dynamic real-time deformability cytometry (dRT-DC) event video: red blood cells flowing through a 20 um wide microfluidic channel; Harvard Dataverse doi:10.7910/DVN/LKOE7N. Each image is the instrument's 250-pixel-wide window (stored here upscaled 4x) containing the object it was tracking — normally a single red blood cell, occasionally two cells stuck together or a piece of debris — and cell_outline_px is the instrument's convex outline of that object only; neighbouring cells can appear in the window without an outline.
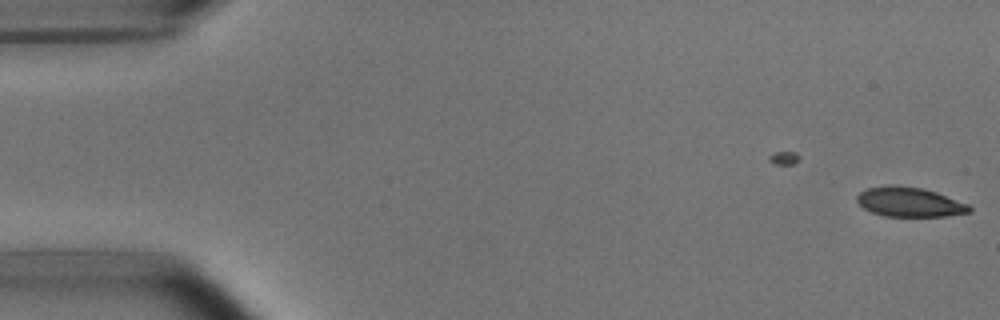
{"species": "common noctule bat (a hibernating species)", "species_latin": "Nyctalus noctula", "temperature_condition": "room temperature", "stored_images_in_passage": 2, "camera_frame_rate_fps": 3000, "um_per_image_px": 0.085, "animal": {"sex": "male", "body_mass_g": 15.6}, "frame": {"image": 1, "passage_image": 2, "time_ms": 1.333, "image_size_px": [1000, 320], "cell_outline_px": [[972, 212], [944, 216], [884, 216], [872, 212], [864, 208], [856, 200], [856, 196], [860, 192], [868, 188], [888, 184], [892, 184], [920, 188], [936, 192], [968, 204], [972, 208]], "centroid_in_image_um": [77.3, 17.17], "position_along_channel_um": 7.7, "area_um2": 19.31}}